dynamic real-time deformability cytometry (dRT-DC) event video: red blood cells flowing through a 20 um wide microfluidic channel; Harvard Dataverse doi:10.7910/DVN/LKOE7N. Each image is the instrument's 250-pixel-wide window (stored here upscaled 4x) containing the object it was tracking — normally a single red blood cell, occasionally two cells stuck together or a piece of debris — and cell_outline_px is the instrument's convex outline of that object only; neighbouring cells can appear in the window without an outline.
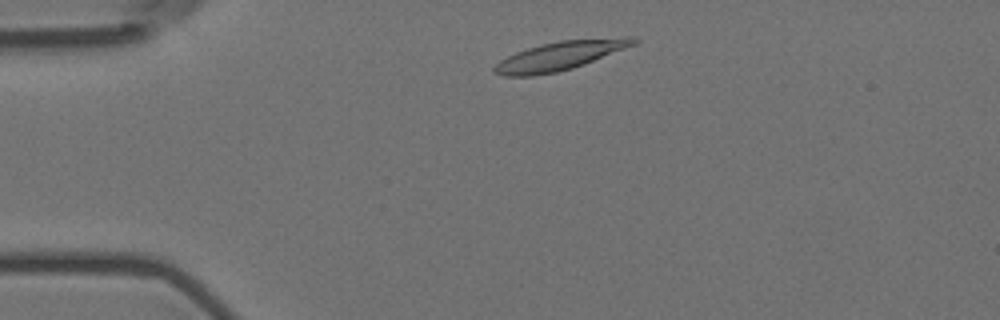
{"species": "Egyptian fruit bat (a non-hibernating species)", "species_latin": "Rousettus aegyptiacus", "temperature_condition": "room temperature", "stored_images_in_passage": 49, "camera_frame_rate_fps": 3000, "um_per_image_px": 0.085, "animal": {"sex": "female"}, "frame": {"image": 1, "passage_image": 4, "time_ms": 1.0, "image_size_px": [1000, 320], "cell_outline_px": [[640, 40], [636, 44], [584, 64], [572, 68], [556, 72], [532, 76], [504, 76], [492, 72], [492, 68], [500, 60], [516, 52], [540, 44], [560, 40], [624, 36], [636, 36]], "centroid_in_image_um": [47.64, 4.72], "position_along_channel_um": 37.4, "area_um2": 23.58}}
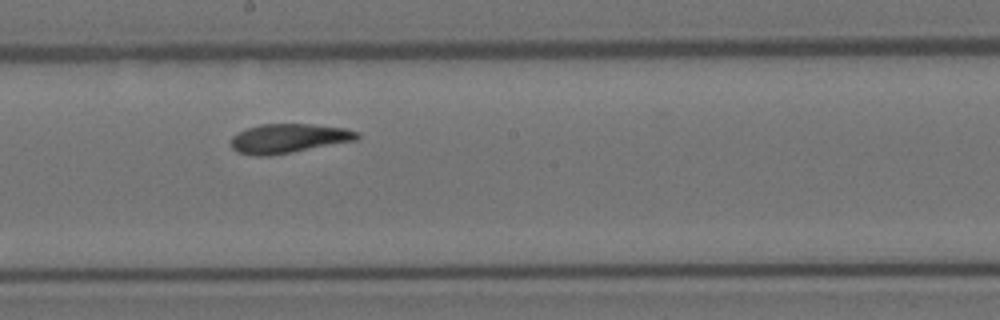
{"frame": {"image": 2, "passage_image": 23, "time_ms": 7.333, "image_size_px": [1000, 320], "cell_outline_px": [[360, 136], [356, 140], [292, 152], [268, 156], [256, 156], [236, 152], [232, 148], [232, 136], [248, 128], [260, 124], [312, 124], [344, 128], [360, 132]], "centroid_in_image_um": [24.54, 11.76], "position_along_channel_um": 223.7, "area_um2": 21.39}}
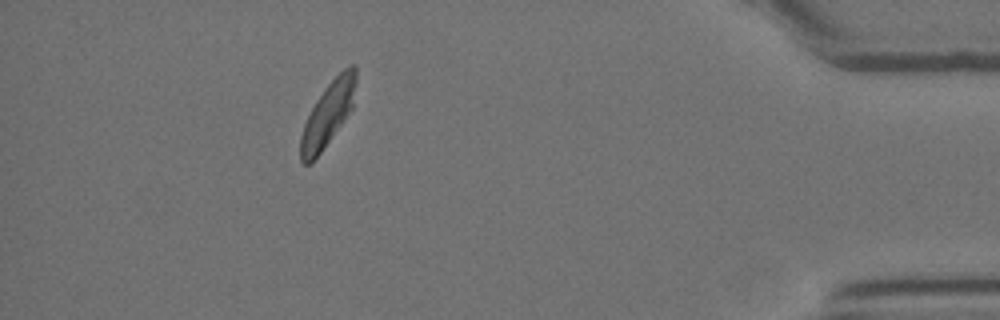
{"frame": {"image": 3, "passage_image": 43, "time_ms": 14.0, "image_size_px": [1000, 320], "cell_outline_px": [[356, 84], [352, 108], [344, 120], [320, 152], [308, 164], [304, 164], [300, 160], [300, 136], [304, 124], [316, 100], [328, 84], [344, 68], [352, 64], [356, 64]], "centroid_in_image_um": [27.88, 9.66], "position_along_channel_um": 407.3, "area_um2": 20.17}, "authors_computed_cell_mechanics": {"area_um2": 21.5594, "velocity_mm_per_s": 3.5242, "shape_relaxation_time_tau1_ms": 4.6053, "shape_relaxation_time_tau2_ms": 2.7418, "deformation_change_tau1": 0.1729, "deformation_change_tau2": 0.0588}}